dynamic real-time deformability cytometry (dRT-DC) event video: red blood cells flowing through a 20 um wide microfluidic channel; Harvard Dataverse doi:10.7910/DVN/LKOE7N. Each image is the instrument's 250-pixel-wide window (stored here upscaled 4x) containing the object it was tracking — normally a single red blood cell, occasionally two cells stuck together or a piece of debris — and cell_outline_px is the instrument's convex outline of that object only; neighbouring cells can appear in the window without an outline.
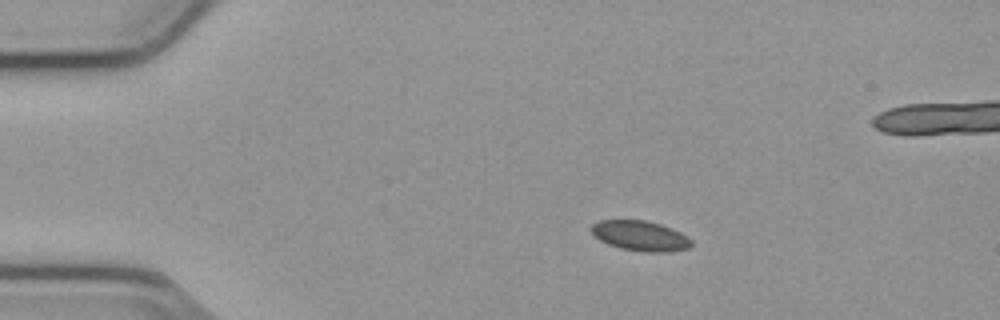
{"species": "common noctule bat (a hibernating species)", "species_latin": "Nyctalus noctula", "temperature_condition": "cold", "stored_images_in_passage": 46, "camera_frame_rate_fps": 3000, "um_per_image_px": 0.085, "animal": {"sex": "male", "body_mass_g": 23.1, "forearm_length_mm": 52.7}, "frame": {"image": 1, "passage_image": 1, "time_ms": 0.0, "image_size_px": [1000, 320], "cell_outline_px": [[692, 244], [688, 248], [668, 252], [644, 252], [620, 248], [608, 244], [600, 240], [588, 228], [592, 224], [600, 220], [644, 220], [660, 224], [672, 228], [688, 236], [692, 240]], "centroid_in_image_um": [54.42, 20.04], "position_along_channel_um": 30.6, "area_um2": 17.63}}
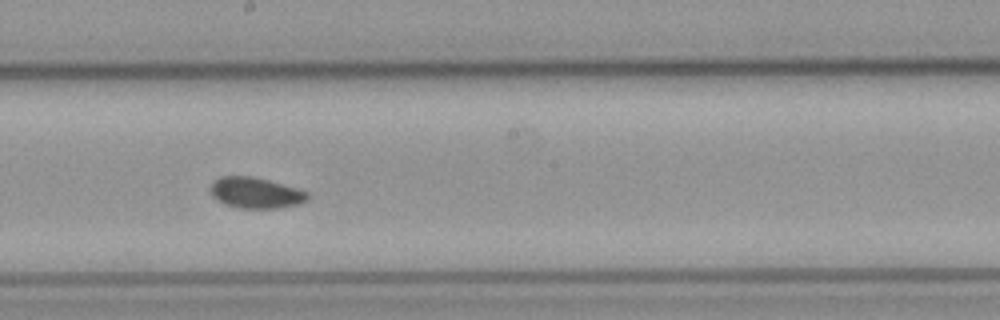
{"frame": {"image": 2, "passage_image": 21, "time_ms": 6.667, "image_size_px": [1000, 320], "cell_outline_px": [[312, 196], [308, 200], [296, 204], [276, 208], [240, 208], [224, 204], [216, 200], [212, 196], [212, 184], [220, 176], [252, 176], [268, 180], [296, 188], [308, 192]], "centroid_in_image_um": [21.75, 16.39], "position_along_channel_um": 226.4, "area_um2": 17.34}}
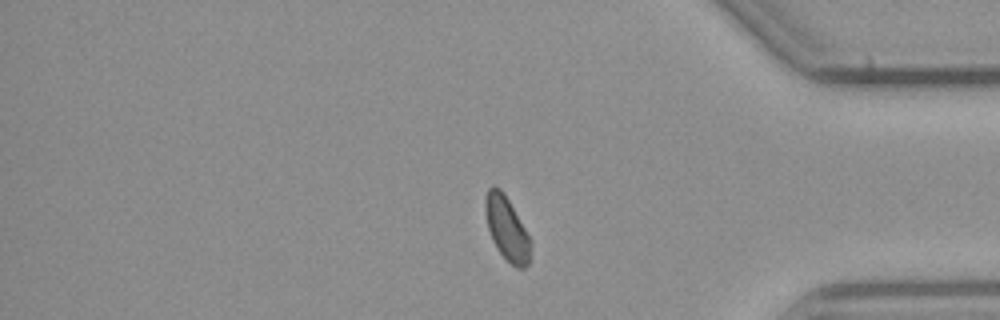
{"frame": {"image": 3, "passage_image": 36, "time_ms": 11.667, "image_size_px": [1000, 320], "cell_outline_px": [[532, 244], [528, 264], [524, 268], [516, 268], [496, 248], [492, 240], [488, 228], [484, 208], [484, 200], [488, 188], [492, 184], [500, 188], [508, 200], [524, 228]], "centroid_in_image_um": [43.05, 19.41], "position_along_channel_um": 392.1, "area_um2": 16.59}, "authors_computed_cell_mechanics": {"area_um2": 17.2822, "velocity_mm_per_s": 3.7863, "shape_relaxation_time_tau1_ms": 3.9756, "shape_relaxation_time_tau2_ms": null, "deformation_change_tau1": 0.0502, "deformation_change_tau2": null}}